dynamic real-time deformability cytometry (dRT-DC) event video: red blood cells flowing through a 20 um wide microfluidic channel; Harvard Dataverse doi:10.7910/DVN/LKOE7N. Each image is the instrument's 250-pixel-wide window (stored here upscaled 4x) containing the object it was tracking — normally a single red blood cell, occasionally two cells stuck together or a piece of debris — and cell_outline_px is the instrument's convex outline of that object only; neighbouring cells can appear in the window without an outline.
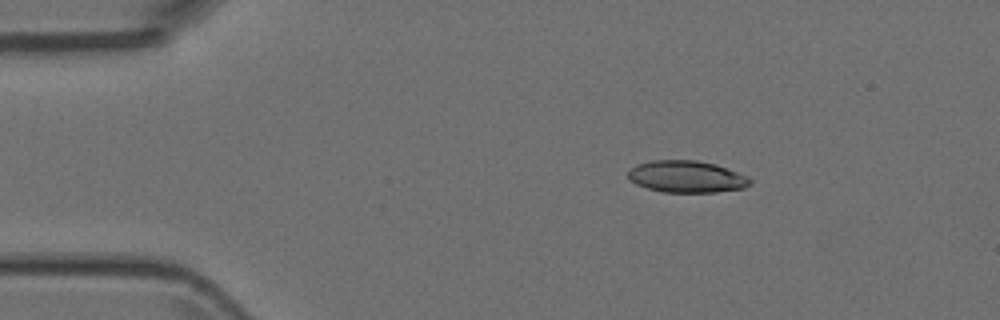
{"species": "Egyptian fruit bat (a non-hibernating species)", "species_latin": "Rousettus aegyptiacus", "temperature_condition": "room temperature", "stored_images_in_passage": 5, "camera_frame_rate_fps": 3000, "um_per_image_px": 0.085, "animal": {"sex": "female"}, "frame": {"image": 1, "passage_image": 3, "time_ms": 0.667, "image_size_px": [1000, 320], "cell_outline_px": [[752, 184], [744, 188], [716, 192], [664, 192], [648, 188], [636, 184], [628, 180], [628, 172], [636, 164], [652, 160], [696, 160], [716, 164], [748, 176], [752, 180]], "centroid_in_image_um": [58.37, 15.01], "position_along_channel_um": 26.6, "area_um2": 22.77}}
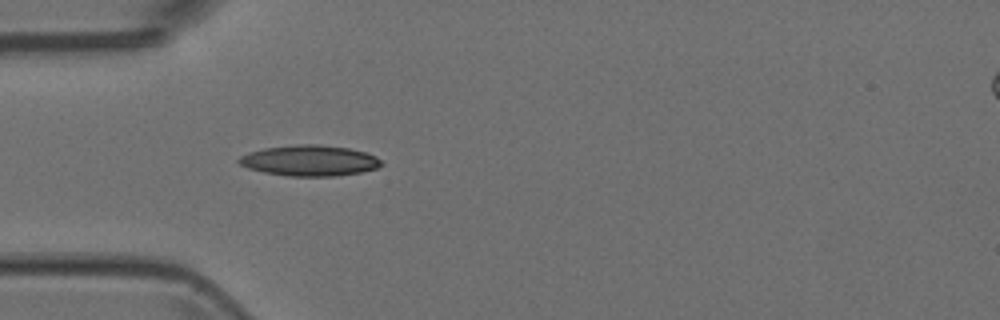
{"frame": {"image": 2, "passage_image": 5, "time_ms": 1.333, "image_size_px": [1000, 320], "cell_outline_px": [[384, 164], [376, 168], [360, 172], [336, 176], [288, 176], [264, 172], [248, 168], [240, 164], [236, 160], [240, 156], [248, 152], [264, 148], [296, 144], [316, 144], [348, 148], [364, 152], [376, 156]], "centroid_in_image_um": [26.29, 13.65], "position_along_channel_um": 58.7, "area_um2": 25.49}}